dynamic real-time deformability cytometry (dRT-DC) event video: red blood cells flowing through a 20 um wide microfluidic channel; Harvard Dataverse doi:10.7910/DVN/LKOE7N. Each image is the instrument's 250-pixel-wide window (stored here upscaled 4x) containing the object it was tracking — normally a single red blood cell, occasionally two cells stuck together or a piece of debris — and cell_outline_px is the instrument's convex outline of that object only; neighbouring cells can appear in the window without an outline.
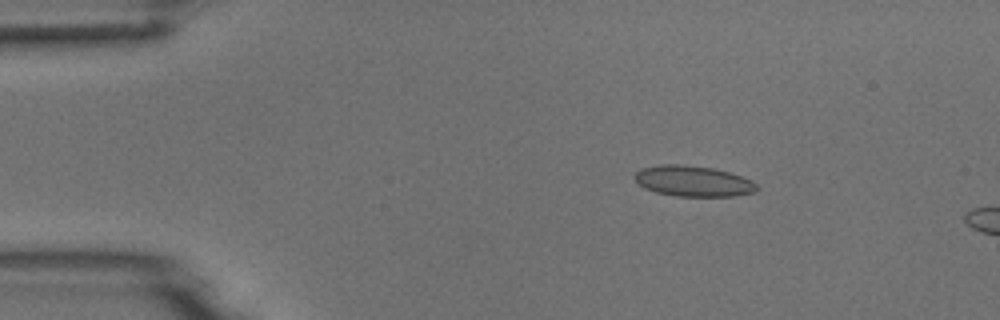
{"species": "common noctule bat (a hibernating species)", "species_latin": "Nyctalus noctula", "temperature_condition": "room temperature", "stored_images_in_passage": 4, "camera_frame_rate_fps": 3000, "um_per_image_px": 0.085, "animal": {"sex": "male", "body_mass_g": 18.8}, "frame": {"image": 1, "passage_image": 3, "time_ms": 2.333, "image_size_px": [1000, 320], "cell_outline_px": [[756, 188], [752, 192], [736, 196], [676, 196], [656, 192], [644, 188], [632, 176], [636, 172], [644, 168], [660, 164], [680, 164], [716, 168], [752, 180], [756, 184]], "centroid_in_image_um": [58.89, 15.39], "position_along_channel_um": 26.1, "area_um2": 21.73}}